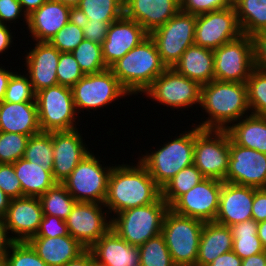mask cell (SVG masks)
<instances>
[{
	"mask_svg": "<svg viewBox=\"0 0 266 266\" xmlns=\"http://www.w3.org/2000/svg\"><path fill=\"white\" fill-rule=\"evenodd\" d=\"M0 266H8L6 256H0Z\"/></svg>",
	"mask_w": 266,
	"mask_h": 266,
	"instance_id": "63",
	"label": "cell"
},
{
	"mask_svg": "<svg viewBox=\"0 0 266 266\" xmlns=\"http://www.w3.org/2000/svg\"><path fill=\"white\" fill-rule=\"evenodd\" d=\"M246 86L251 114L266 116V72L254 68Z\"/></svg>",
	"mask_w": 266,
	"mask_h": 266,
	"instance_id": "40",
	"label": "cell"
},
{
	"mask_svg": "<svg viewBox=\"0 0 266 266\" xmlns=\"http://www.w3.org/2000/svg\"><path fill=\"white\" fill-rule=\"evenodd\" d=\"M241 266H266V251L242 259Z\"/></svg>",
	"mask_w": 266,
	"mask_h": 266,
	"instance_id": "58",
	"label": "cell"
},
{
	"mask_svg": "<svg viewBox=\"0 0 266 266\" xmlns=\"http://www.w3.org/2000/svg\"><path fill=\"white\" fill-rule=\"evenodd\" d=\"M16 19H22L24 26L27 25V15L23 12L20 2L18 0H0V23L3 25L8 23L10 26L11 23H19Z\"/></svg>",
	"mask_w": 266,
	"mask_h": 266,
	"instance_id": "49",
	"label": "cell"
},
{
	"mask_svg": "<svg viewBox=\"0 0 266 266\" xmlns=\"http://www.w3.org/2000/svg\"><path fill=\"white\" fill-rule=\"evenodd\" d=\"M95 265L96 264L92 252L89 249H86L77 258L68 261L63 266H95Z\"/></svg>",
	"mask_w": 266,
	"mask_h": 266,
	"instance_id": "56",
	"label": "cell"
},
{
	"mask_svg": "<svg viewBox=\"0 0 266 266\" xmlns=\"http://www.w3.org/2000/svg\"><path fill=\"white\" fill-rule=\"evenodd\" d=\"M156 149L146 151L137 158L154 179L156 185L162 189L184 167L193 164L195 145V124L191 129L179 133ZM152 151V152H151Z\"/></svg>",
	"mask_w": 266,
	"mask_h": 266,
	"instance_id": "4",
	"label": "cell"
},
{
	"mask_svg": "<svg viewBox=\"0 0 266 266\" xmlns=\"http://www.w3.org/2000/svg\"><path fill=\"white\" fill-rule=\"evenodd\" d=\"M180 11V0H124V15L149 34Z\"/></svg>",
	"mask_w": 266,
	"mask_h": 266,
	"instance_id": "24",
	"label": "cell"
},
{
	"mask_svg": "<svg viewBox=\"0 0 266 266\" xmlns=\"http://www.w3.org/2000/svg\"><path fill=\"white\" fill-rule=\"evenodd\" d=\"M84 39L81 20L73 16L49 42L60 52H72Z\"/></svg>",
	"mask_w": 266,
	"mask_h": 266,
	"instance_id": "41",
	"label": "cell"
},
{
	"mask_svg": "<svg viewBox=\"0 0 266 266\" xmlns=\"http://www.w3.org/2000/svg\"><path fill=\"white\" fill-rule=\"evenodd\" d=\"M33 48L30 47L24 57L25 74L35 92L41 89L51 87L58 84L57 81V65L60 57V51L56 49L50 42L33 41Z\"/></svg>",
	"mask_w": 266,
	"mask_h": 266,
	"instance_id": "21",
	"label": "cell"
},
{
	"mask_svg": "<svg viewBox=\"0 0 266 266\" xmlns=\"http://www.w3.org/2000/svg\"><path fill=\"white\" fill-rule=\"evenodd\" d=\"M233 250L230 227L215 221L205 222L199 242L196 266H208L221 254Z\"/></svg>",
	"mask_w": 266,
	"mask_h": 266,
	"instance_id": "29",
	"label": "cell"
},
{
	"mask_svg": "<svg viewBox=\"0 0 266 266\" xmlns=\"http://www.w3.org/2000/svg\"><path fill=\"white\" fill-rule=\"evenodd\" d=\"M159 105H166L171 110H189L188 107L200 106L201 85L179 73L173 68H167L143 93ZM197 105V106H196Z\"/></svg>",
	"mask_w": 266,
	"mask_h": 266,
	"instance_id": "11",
	"label": "cell"
},
{
	"mask_svg": "<svg viewBox=\"0 0 266 266\" xmlns=\"http://www.w3.org/2000/svg\"><path fill=\"white\" fill-rule=\"evenodd\" d=\"M8 266H48L27 242H14L6 254Z\"/></svg>",
	"mask_w": 266,
	"mask_h": 266,
	"instance_id": "44",
	"label": "cell"
},
{
	"mask_svg": "<svg viewBox=\"0 0 266 266\" xmlns=\"http://www.w3.org/2000/svg\"><path fill=\"white\" fill-rule=\"evenodd\" d=\"M8 25L0 23V54H5L14 44V34ZM13 34V35H12ZM5 52V53H4Z\"/></svg>",
	"mask_w": 266,
	"mask_h": 266,
	"instance_id": "54",
	"label": "cell"
},
{
	"mask_svg": "<svg viewBox=\"0 0 266 266\" xmlns=\"http://www.w3.org/2000/svg\"><path fill=\"white\" fill-rule=\"evenodd\" d=\"M199 108L208 117L198 125L195 123L197 127L203 130H227L251 113L246 83L213 80L201 85Z\"/></svg>",
	"mask_w": 266,
	"mask_h": 266,
	"instance_id": "2",
	"label": "cell"
},
{
	"mask_svg": "<svg viewBox=\"0 0 266 266\" xmlns=\"http://www.w3.org/2000/svg\"><path fill=\"white\" fill-rule=\"evenodd\" d=\"M27 242L48 266H63L86 250L70 234L57 237H31Z\"/></svg>",
	"mask_w": 266,
	"mask_h": 266,
	"instance_id": "27",
	"label": "cell"
},
{
	"mask_svg": "<svg viewBox=\"0 0 266 266\" xmlns=\"http://www.w3.org/2000/svg\"><path fill=\"white\" fill-rule=\"evenodd\" d=\"M254 188L223 182L215 222L228 227L252 219Z\"/></svg>",
	"mask_w": 266,
	"mask_h": 266,
	"instance_id": "23",
	"label": "cell"
},
{
	"mask_svg": "<svg viewBox=\"0 0 266 266\" xmlns=\"http://www.w3.org/2000/svg\"><path fill=\"white\" fill-rule=\"evenodd\" d=\"M124 15V0H80L74 16L81 21L107 22L109 24Z\"/></svg>",
	"mask_w": 266,
	"mask_h": 266,
	"instance_id": "32",
	"label": "cell"
},
{
	"mask_svg": "<svg viewBox=\"0 0 266 266\" xmlns=\"http://www.w3.org/2000/svg\"><path fill=\"white\" fill-rule=\"evenodd\" d=\"M43 215H51L66 220L77 202L62 183H56L39 197Z\"/></svg>",
	"mask_w": 266,
	"mask_h": 266,
	"instance_id": "36",
	"label": "cell"
},
{
	"mask_svg": "<svg viewBox=\"0 0 266 266\" xmlns=\"http://www.w3.org/2000/svg\"><path fill=\"white\" fill-rule=\"evenodd\" d=\"M56 72L58 84L71 88L85 75L71 52H60Z\"/></svg>",
	"mask_w": 266,
	"mask_h": 266,
	"instance_id": "45",
	"label": "cell"
},
{
	"mask_svg": "<svg viewBox=\"0 0 266 266\" xmlns=\"http://www.w3.org/2000/svg\"><path fill=\"white\" fill-rule=\"evenodd\" d=\"M241 35L234 6L196 15L195 45L214 50Z\"/></svg>",
	"mask_w": 266,
	"mask_h": 266,
	"instance_id": "14",
	"label": "cell"
},
{
	"mask_svg": "<svg viewBox=\"0 0 266 266\" xmlns=\"http://www.w3.org/2000/svg\"><path fill=\"white\" fill-rule=\"evenodd\" d=\"M74 16V10L55 0H47L27 16V30L33 41L49 42Z\"/></svg>",
	"mask_w": 266,
	"mask_h": 266,
	"instance_id": "22",
	"label": "cell"
},
{
	"mask_svg": "<svg viewBox=\"0 0 266 266\" xmlns=\"http://www.w3.org/2000/svg\"><path fill=\"white\" fill-rule=\"evenodd\" d=\"M204 221L183 216L169 208L161 234L175 266H196Z\"/></svg>",
	"mask_w": 266,
	"mask_h": 266,
	"instance_id": "6",
	"label": "cell"
},
{
	"mask_svg": "<svg viewBox=\"0 0 266 266\" xmlns=\"http://www.w3.org/2000/svg\"><path fill=\"white\" fill-rule=\"evenodd\" d=\"M169 208L160 196L152 204L115 214L111 218V228L128 244L139 247L161 233Z\"/></svg>",
	"mask_w": 266,
	"mask_h": 266,
	"instance_id": "5",
	"label": "cell"
},
{
	"mask_svg": "<svg viewBox=\"0 0 266 266\" xmlns=\"http://www.w3.org/2000/svg\"><path fill=\"white\" fill-rule=\"evenodd\" d=\"M17 70L11 76L5 92V102L21 103L36 102V92L29 80L28 75Z\"/></svg>",
	"mask_w": 266,
	"mask_h": 266,
	"instance_id": "43",
	"label": "cell"
},
{
	"mask_svg": "<svg viewBox=\"0 0 266 266\" xmlns=\"http://www.w3.org/2000/svg\"><path fill=\"white\" fill-rule=\"evenodd\" d=\"M196 15L179 11L149 35L154 40L162 62L172 68L183 52L194 44Z\"/></svg>",
	"mask_w": 266,
	"mask_h": 266,
	"instance_id": "12",
	"label": "cell"
},
{
	"mask_svg": "<svg viewBox=\"0 0 266 266\" xmlns=\"http://www.w3.org/2000/svg\"><path fill=\"white\" fill-rule=\"evenodd\" d=\"M230 6H234L238 0H225Z\"/></svg>",
	"mask_w": 266,
	"mask_h": 266,
	"instance_id": "64",
	"label": "cell"
},
{
	"mask_svg": "<svg viewBox=\"0 0 266 266\" xmlns=\"http://www.w3.org/2000/svg\"><path fill=\"white\" fill-rule=\"evenodd\" d=\"M230 229L233 252L241 259L266 251L257 235L258 223L253 219L232 225Z\"/></svg>",
	"mask_w": 266,
	"mask_h": 266,
	"instance_id": "34",
	"label": "cell"
},
{
	"mask_svg": "<svg viewBox=\"0 0 266 266\" xmlns=\"http://www.w3.org/2000/svg\"><path fill=\"white\" fill-rule=\"evenodd\" d=\"M53 154L51 132H40L29 137L23 158L41 166L44 170H52Z\"/></svg>",
	"mask_w": 266,
	"mask_h": 266,
	"instance_id": "37",
	"label": "cell"
},
{
	"mask_svg": "<svg viewBox=\"0 0 266 266\" xmlns=\"http://www.w3.org/2000/svg\"><path fill=\"white\" fill-rule=\"evenodd\" d=\"M23 12L28 16L40 8L47 0H18Z\"/></svg>",
	"mask_w": 266,
	"mask_h": 266,
	"instance_id": "59",
	"label": "cell"
},
{
	"mask_svg": "<svg viewBox=\"0 0 266 266\" xmlns=\"http://www.w3.org/2000/svg\"><path fill=\"white\" fill-rule=\"evenodd\" d=\"M241 264L242 259L232 250L230 252L221 254L208 266H241Z\"/></svg>",
	"mask_w": 266,
	"mask_h": 266,
	"instance_id": "53",
	"label": "cell"
},
{
	"mask_svg": "<svg viewBox=\"0 0 266 266\" xmlns=\"http://www.w3.org/2000/svg\"><path fill=\"white\" fill-rule=\"evenodd\" d=\"M252 219L257 223L266 220V188H254Z\"/></svg>",
	"mask_w": 266,
	"mask_h": 266,
	"instance_id": "52",
	"label": "cell"
},
{
	"mask_svg": "<svg viewBox=\"0 0 266 266\" xmlns=\"http://www.w3.org/2000/svg\"><path fill=\"white\" fill-rule=\"evenodd\" d=\"M65 221L69 234L86 249L111 229L110 214L101 203L76 202Z\"/></svg>",
	"mask_w": 266,
	"mask_h": 266,
	"instance_id": "15",
	"label": "cell"
},
{
	"mask_svg": "<svg viewBox=\"0 0 266 266\" xmlns=\"http://www.w3.org/2000/svg\"><path fill=\"white\" fill-rule=\"evenodd\" d=\"M71 53L85 75L108 69L104 63L102 45L98 43L84 39Z\"/></svg>",
	"mask_w": 266,
	"mask_h": 266,
	"instance_id": "38",
	"label": "cell"
},
{
	"mask_svg": "<svg viewBox=\"0 0 266 266\" xmlns=\"http://www.w3.org/2000/svg\"><path fill=\"white\" fill-rule=\"evenodd\" d=\"M0 132L33 136L41 132L36 102H0Z\"/></svg>",
	"mask_w": 266,
	"mask_h": 266,
	"instance_id": "26",
	"label": "cell"
},
{
	"mask_svg": "<svg viewBox=\"0 0 266 266\" xmlns=\"http://www.w3.org/2000/svg\"><path fill=\"white\" fill-rule=\"evenodd\" d=\"M94 152L82 159L62 183L77 202L103 204L107 194L108 179L113 165L104 166Z\"/></svg>",
	"mask_w": 266,
	"mask_h": 266,
	"instance_id": "8",
	"label": "cell"
},
{
	"mask_svg": "<svg viewBox=\"0 0 266 266\" xmlns=\"http://www.w3.org/2000/svg\"><path fill=\"white\" fill-rule=\"evenodd\" d=\"M42 217L39 197L23 196L11 199L9 208L2 218L11 238L15 242H24L36 235Z\"/></svg>",
	"mask_w": 266,
	"mask_h": 266,
	"instance_id": "19",
	"label": "cell"
},
{
	"mask_svg": "<svg viewBox=\"0 0 266 266\" xmlns=\"http://www.w3.org/2000/svg\"><path fill=\"white\" fill-rule=\"evenodd\" d=\"M172 68L200 85L210 83L214 80V52L193 44L183 52Z\"/></svg>",
	"mask_w": 266,
	"mask_h": 266,
	"instance_id": "28",
	"label": "cell"
},
{
	"mask_svg": "<svg viewBox=\"0 0 266 266\" xmlns=\"http://www.w3.org/2000/svg\"><path fill=\"white\" fill-rule=\"evenodd\" d=\"M225 182L266 188V154L237 145L230 139L229 170Z\"/></svg>",
	"mask_w": 266,
	"mask_h": 266,
	"instance_id": "17",
	"label": "cell"
},
{
	"mask_svg": "<svg viewBox=\"0 0 266 266\" xmlns=\"http://www.w3.org/2000/svg\"><path fill=\"white\" fill-rule=\"evenodd\" d=\"M234 8L243 35L266 31V0H238Z\"/></svg>",
	"mask_w": 266,
	"mask_h": 266,
	"instance_id": "33",
	"label": "cell"
},
{
	"mask_svg": "<svg viewBox=\"0 0 266 266\" xmlns=\"http://www.w3.org/2000/svg\"><path fill=\"white\" fill-rule=\"evenodd\" d=\"M139 260L140 266H175L161 233L139 246Z\"/></svg>",
	"mask_w": 266,
	"mask_h": 266,
	"instance_id": "39",
	"label": "cell"
},
{
	"mask_svg": "<svg viewBox=\"0 0 266 266\" xmlns=\"http://www.w3.org/2000/svg\"><path fill=\"white\" fill-rule=\"evenodd\" d=\"M15 174L22 187V197H40L57 182L53 179L52 170L20 158L13 163Z\"/></svg>",
	"mask_w": 266,
	"mask_h": 266,
	"instance_id": "31",
	"label": "cell"
},
{
	"mask_svg": "<svg viewBox=\"0 0 266 266\" xmlns=\"http://www.w3.org/2000/svg\"><path fill=\"white\" fill-rule=\"evenodd\" d=\"M69 235L66 221L51 215H43L39 229L33 237H57Z\"/></svg>",
	"mask_w": 266,
	"mask_h": 266,
	"instance_id": "48",
	"label": "cell"
},
{
	"mask_svg": "<svg viewBox=\"0 0 266 266\" xmlns=\"http://www.w3.org/2000/svg\"><path fill=\"white\" fill-rule=\"evenodd\" d=\"M4 67V68H3ZM5 68V66L0 65V102L4 100L5 92L8 86V82L13 75L14 71L12 68Z\"/></svg>",
	"mask_w": 266,
	"mask_h": 266,
	"instance_id": "57",
	"label": "cell"
},
{
	"mask_svg": "<svg viewBox=\"0 0 266 266\" xmlns=\"http://www.w3.org/2000/svg\"><path fill=\"white\" fill-rule=\"evenodd\" d=\"M204 179L194 164L184 167L161 189V197L170 207L180 196Z\"/></svg>",
	"mask_w": 266,
	"mask_h": 266,
	"instance_id": "35",
	"label": "cell"
},
{
	"mask_svg": "<svg viewBox=\"0 0 266 266\" xmlns=\"http://www.w3.org/2000/svg\"><path fill=\"white\" fill-rule=\"evenodd\" d=\"M257 235L266 250V220L258 223Z\"/></svg>",
	"mask_w": 266,
	"mask_h": 266,
	"instance_id": "61",
	"label": "cell"
},
{
	"mask_svg": "<svg viewBox=\"0 0 266 266\" xmlns=\"http://www.w3.org/2000/svg\"><path fill=\"white\" fill-rule=\"evenodd\" d=\"M30 136L0 132V163L13 164L23 158Z\"/></svg>",
	"mask_w": 266,
	"mask_h": 266,
	"instance_id": "42",
	"label": "cell"
},
{
	"mask_svg": "<svg viewBox=\"0 0 266 266\" xmlns=\"http://www.w3.org/2000/svg\"><path fill=\"white\" fill-rule=\"evenodd\" d=\"M229 6L225 0H180V10L193 15L220 10Z\"/></svg>",
	"mask_w": 266,
	"mask_h": 266,
	"instance_id": "47",
	"label": "cell"
},
{
	"mask_svg": "<svg viewBox=\"0 0 266 266\" xmlns=\"http://www.w3.org/2000/svg\"><path fill=\"white\" fill-rule=\"evenodd\" d=\"M36 103L41 132L77 129L80 117L76 112L72 88L54 85L36 92Z\"/></svg>",
	"mask_w": 266,
	"mask_h": 266,
	"instance_id": "7",
	"label": "cell"
},
{
	"mask_svg": "<svg viewBox=\"0 0 266 266\" xmlns=\"http://www.w3.org/2000/svg\"><path fill=\"white\" fill-rule=\"evenodd\" d=\"M0 189L10 198L22 197V187L13 164L0 163Z\"/></svg>",
	"mask_w": 266,
	"mask_h": 266,
	"instance_id": "46",
	"label": "cell"
},
{
	"mask_svg": "<svg viewBox=\"0 0 266 266\" xmlns=\"http://www.w3.org/2000/svg\"><path fill=\"white\" fill-rule=\"evenodd\" d=\"M109 69L132 97L139 93L142 95L167 66L162 62L156 44L149 35Z\"/></svg>",
	"mask_w": 266,
	"mask_h": 266,
	"instance_id": "3",
	"label": "cell"
},
{
	"mask_svg": "<svg viewBox=\"0 0 266 266\" xmlns=\"http://www.w3.org/2000/svg\"><path fill=\"white\" fill-rule=\"evenodd\" d=\"M229 157L230 136L226 130H203L195 125L193 164L205 178L225 182Z\"/></svg>",
	"mask_w": 266,
	"mask_h": 266,
	"instance_id": "10",
	"label": "cell"
},
{
	"mask_svg": "<svg viewBox=\"0 0 266 266\" xmlns=\"http://www.w3.org/2000/svg\"><path fill=\"white\" fill-rule=\"evenodd\" d=\"M89 250L96 265L140 266L139 247L128 244L112 228Z\"/></svg>",
	"mask_w": 266,
	"mask_h": 266,
	"instance_id": "25",
	"label": "cell"
},
{
	"mask_svg": "<svg viewBox=\"0 0 266 266\" xmlns=\"http://www.w3.org/2000/svg\"><path fill=\"white\" fill-rule=\"evenodd\" d=\"M250 38L254 68L266 72V31L254 33Z\"/></svg>",
	"mask_w": 266,
	"mask_h": 266,
	"instance_id": "50",
	"label": "cell"
},
{
	"mask_svg": "<svg viewBox=\"0 0 266 266\" xmlns=\"http://www.w3.org/2000/svg\"><path fill=\"white\" fill-rule=\"evenodd\" d=\"M58 1L66 6H69L70 8H72L73 10L76 9V7L79 5L80 0H55Z\"/></svg>",
	"mask_w": 266,
	"mask_h": 266,
	"instance_id": "62",
	"label": "cell"
},
{
	"mask_svg": "<svg viewBox=\"0 0 266 266\" xmlns=\"http://www.w3.org/2000/svg\"><path fill=\"white\" fill-rule=\"evenodd\" d=\"M11 199L0 189V218H2L9 208Z\"/></svg>",
	"mask_w": 266,
	"mask_h": 266,
	"instance_id": "60",
	"label": "cell"
},
{
	"mask_svg": "<svg viewBox=\"0 0 266 266\" xmlns=\"http://www.w3.org/2000/svg\"><path fill=\"white\" fill-rule=\"evenodd\" d=\"M130 163H115L110 172L103 204L111 218L127 209L152 204L161 196L147 169L139 161Z\"/></svg>",
	"mask_w": 266,
	"mask_h": 266,
	"instance_id": "1",
	"label": "cell"
},
{
	"mask_svg": "<svg viewBox=\"0 0 266 266\" xmlns=\"http://www.w3.org/2000/svg\"><path fill=\"white\" fill-rule=\"evenodd\" d=\"M14 242L9 235L3 218H0V256H6Z\"/></svg>",
	"mask_w": 266,
	"mask_h": 266,
	"instance_id": "55",
	"label": "cell"
},
{
	"mask_svg": "<svg viewBox=\"0 0 266 266\" xmlns=\"http://www.w3.org/2000/svg\"><path fill=\"white\" fill-rule=\"evenodd\" d=\"M223 181L205 178L187 193L180 196L170 209L175 213L199 219L204 222L215 221Z\"/></svg>",
	"mask_w": 266,
	"mask_h": 266,
	"instance_id": "16",
	"label": "cell"
},
{
	"mask_svg": "<svg viewBox=\"0 0 266 266\" xmlns=\"http://www.w3.org/2000/svg\"><path fill=\"white\" fill-rule=\"evenodd\" d=\"M148 36L149 33L141 25L125 15L111 23L102 44L104 63L107 68H110Z\"/></svg>",
	"mask_w": 266,
	"mask_h": 266,
	"instance_id": "20",
	"label": "cell"
},
{
	"mask_svg": "<svg viewBox=\"0 0 266 266\" xmlns=\"http://www.w3.org/2000/svg\"><path fill=\"white\" fill-rule=\"evenodd\" d=\"M226 131L235 144L266 154V116L250 113Z\"/></svg>",
	"mask_w": 266,
	"mask_h": 266,
	"instance_id": "30",
	"label": "cell"
},
{
	"mask_svg": "<svg viewBox=\"0 0 266 266\" xmlns=\"http://www.w3.org/2000/svg\"><path fill=\"white\" fill-rule=\"evenodd\" d=\"M72 93L78 116L79 113H84V110L90 112V109H107L112 102H119V99L131 96L109 68L99 73L84 75L72 87Z\"/></svg>",
	"mask_w": 266,
	"mask_h": 266,
	"instance_id": "9",
	"label": "cell"
},
{
	"mask_svg": "<svg viewBox=\"0 0 266 266\" xmlns=\"http://www.w3.org/2000/svg\"><path fill=\"white\" fill-rule=\"evenodd\" d=\"M214 52V80L246 83L254 69L252 41L250 36L223 44Z\"/></svg>",
	"mask_w": 266,
	"mask_h": 266,
	"instance_id": "13",
	"label": "cell"
},
{
	"mask_svg": "<svg viewBox=\"0 0 266 266\" xmlns=\"http://www.w3.org/2000/svg\"><path fill=\"white\" fill-rule=\"evenodd\" d=\"M83 25L84 38L91 42L103 44L106 39L109 23L107 22H92L81 21Z\"/></svg>",
	"mask_w": 266,
	"mask_h": 266,
	"instance_id": "51",
	"label": "cell"
},
{
	"mask_svg": "<svg viewBox=\"0 0 266 266\" xmlns=\"http://www.w3.org/2000/svg\"><path fill=\"white\" fill-rule=\"evenodd\" d=\"M78 129L51 132L54 153L52 176L57 183H63L78 163L91 152L84 142L82 130Z\"/></svg>",
	"mask_w": 266,
	"mask_h": 266,
	"instance_id": "18",
	"label": "cell"
}]
</instances>
